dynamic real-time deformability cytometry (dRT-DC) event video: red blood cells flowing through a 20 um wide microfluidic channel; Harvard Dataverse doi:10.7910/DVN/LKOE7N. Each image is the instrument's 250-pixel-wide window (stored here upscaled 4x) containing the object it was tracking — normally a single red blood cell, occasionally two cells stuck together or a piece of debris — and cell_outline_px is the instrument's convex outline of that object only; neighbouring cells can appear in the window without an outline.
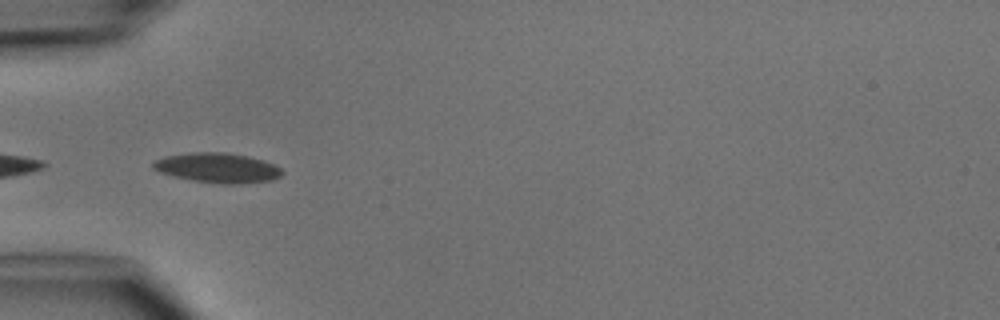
{"species": "common noctule bat (a hibernating species)", "species_latin": "Nyctalus noctula", "temperature_condition": "cold", "stored_images_in_passage": 6, "camera_frame_rate_fps": 3000, "um_per_image_px": 0.085, "animal": {"sex": "male", "body_mass_g": 15.6}, "frame": {"image": 1, "passage_image": 5, "time_ms": 4.667, "image_size_px": [1000, 320], "cell_outline_px": [[284, 172], [280, 176], [272, 180], [240, 184], [220, 184], [172, 176], [160, 172], [152, 168], [152, 164], [156, 160], [164, 156], [192, 152], [228, 152], [248, 156], [264, 160], [280, 168]], "centroid_in_image_um": [18.5, 14.26], "position_along_channel_um": 66.5, "area_um2": 22.43}}